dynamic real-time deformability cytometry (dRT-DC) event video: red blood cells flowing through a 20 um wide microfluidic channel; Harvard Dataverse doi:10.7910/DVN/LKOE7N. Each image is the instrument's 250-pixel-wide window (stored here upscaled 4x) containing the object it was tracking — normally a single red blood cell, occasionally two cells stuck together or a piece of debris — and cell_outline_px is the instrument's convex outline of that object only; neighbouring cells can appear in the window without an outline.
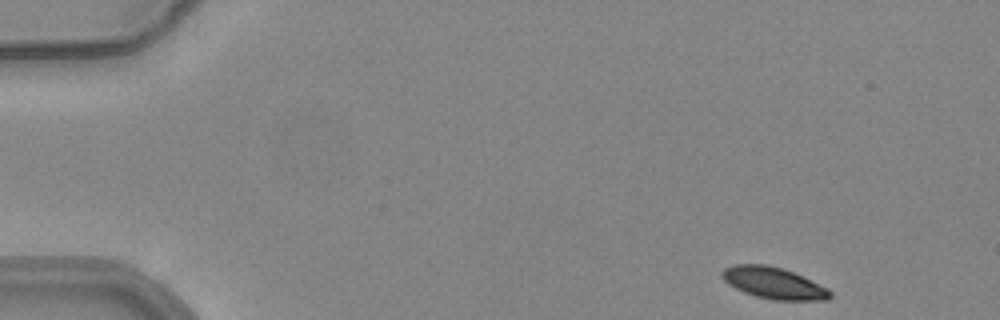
{"species": "common noctule bat (a hibernating species)", "species_latin": "Nyctalus noctula", "temperature_condition": "warm", "stored_images_in_passage": 49, "camera_frame_rate_fps": 3000, "um_per_image_px": 0.085, "animal": {"sex": "female", "body_mass_g": 24.6, "forearm_length_mm": 56.2}, "frame": {"image": 1, "passage_image": 1, "time_ms": 0.0, "image_size_px": [1000, 320], "cell_outline_px": [[832, 296], [828, 300], [772, 300], [756, 296], [744, 292], [728, 284], [724, 280], [720, 272], [724, 268], [732, 264], [764, 264], [780, 268], [792, 272], [828, 288], [832, 292]], "centroid_in_image_um": [65.74, 24.06], "position_along_channel_um": 19.3, "area_um2": 19.77}}
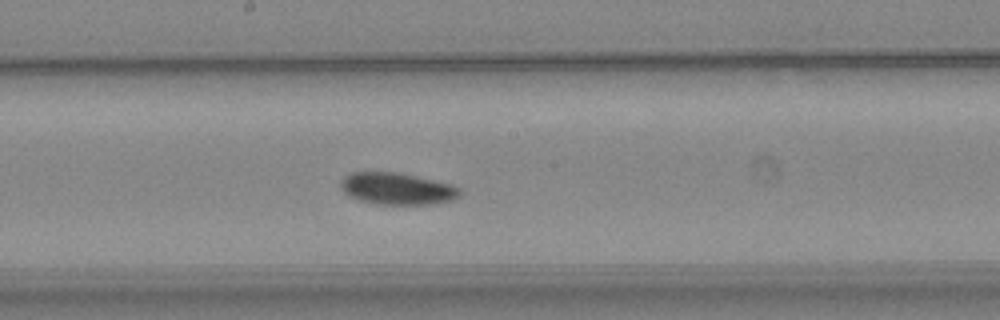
{"frame": {"image": 2, "passage_image": 25, "time_ms": 8.0, "image_size_px": [1000, 320], "cell_outline_px": [[460, 196], [452, 200], [428, 204], [376, 204], [360, 200], [348, 196], [340, 188], [340, 180], [344, 176], [352, 172], [396, 172], [416, 176], [452, 184], [460, 188]], "centroid_in_image_um": [33.72, 16.03], "position_along_channel_um": 214.5, "area_um2": 22.14}}
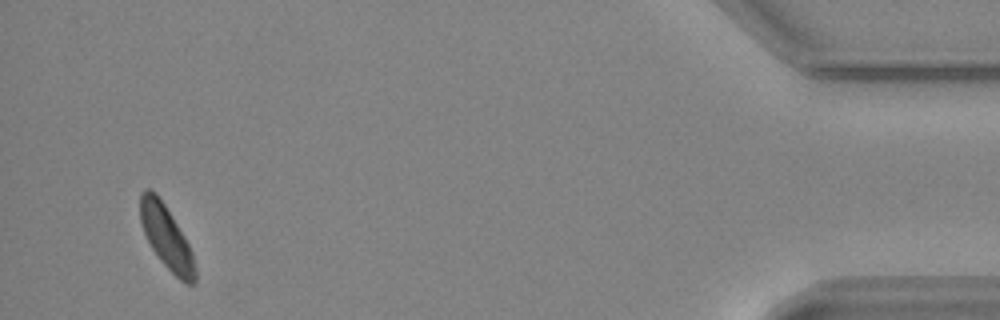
{"frame": {"image": 3, "passage_image": 47, "time_ms": 15.333, "image_size_px": [1000, 320], "cell_outline_px": [[196, 280], [192, 284], [184, 284], [160, 260], [152, 248], [144, 232], [140, 220], [140, 192], [144, 188], [148, 188], [156, 192], [172, 216], [184, 236], [192, 252], [196, 268]], "centroid_in_image_um": [14.14, 20.15], "position_along_channel_um": 421.1, "area_um2": 20.11}, "authors_computed_cell_mechanics": {"area_um2": 21.3282, "velocity_mm_per_s": 3.8602, "shape_relaxation_time_tau1_ms": 8.2601, "shape_relaxation_time_tau2_ms": null, "deformation_change_tau1": 0.1621, "deformation_change_tau2": null}}